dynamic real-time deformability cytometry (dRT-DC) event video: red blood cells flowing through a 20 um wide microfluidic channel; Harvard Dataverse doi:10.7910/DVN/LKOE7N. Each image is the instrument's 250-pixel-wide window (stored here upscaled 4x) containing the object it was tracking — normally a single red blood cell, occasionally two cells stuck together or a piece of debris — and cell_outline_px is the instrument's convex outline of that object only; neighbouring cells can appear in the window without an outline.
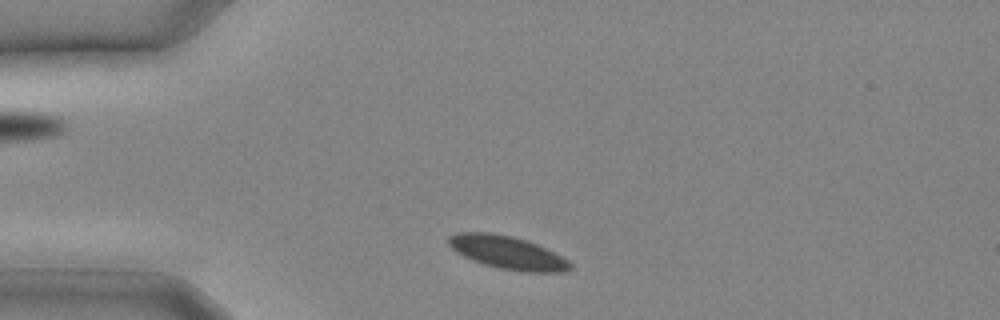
{"species": "common noctule bat (a hibernating species)", "species_latin": "Nyctalus noctula", "temperature_condition": "cold", "stored_images_in_passage": 8, "camera_frame_rate_fps": 3000, "um_per_image_px": 0.085, "animal": {"sex": "male", "body_mass_g": 20.4}, "frame": {"image": 1, "passage_image": 1, "time_ms": 0.0, "image_size_px": [1000, 320], "cell_outline_px": [[572, 268], [560, 272], [528, 272], [500, 268], [484, 264], [472, 260], [456, 252], [448, 244], [448, 236], [456, 232], [492, 232], [512, 236], [536, 244], [568, 260], [572, 264]], "centroid_in_image_um": [43.09, 21.45], "position_along_channel_um": 41.9, "area_um2": 23.18}}
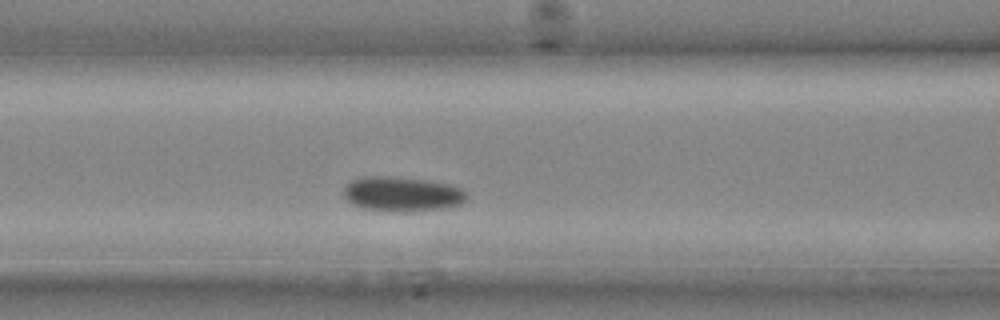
{"frame": {"image": 2, "passage_image": 6, "time_ms": 1.667, "image_size_px": [1000, 320], "cell_outline_px": [[468, 200], [460, 204], [444, 208], [364, 208], [352, 204], [344, 196], [344, 188], [352, 180], [368, 176], [392, 176], [424, 180], [448, 184], [460, 188], [468, 192]], "centroid_in_image_um": [34.21, 16.43], "position_along_channel_um": 132.4, "area_um2": 23.58}}
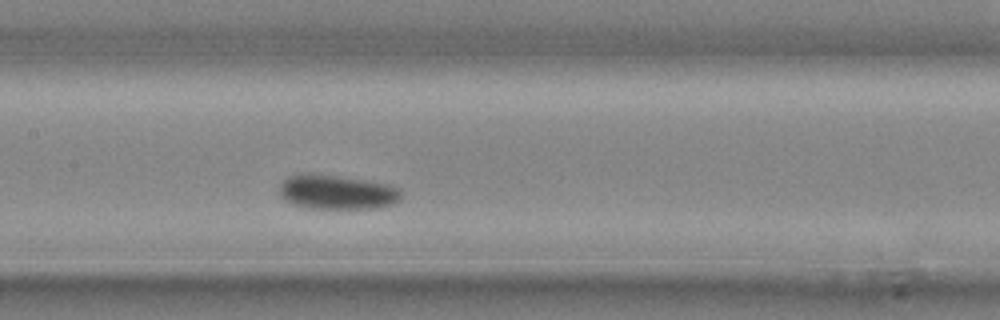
{"frame": {"image": 3, "passage_image": 8, "time_ms": 2.333, "image_size_px": [1000, 320], "cell_outline_px": [[400, 200], [396, 204], [380, 208], [308, 208], [292, 204], [284, 200], [280, 196], [280, 184], [288, 176], [308, 172], [340, 176], [364, 180], [384, 184], [396, 188], [400, 192]], "centroid_in_image_um": [28.6, 16.33], "position_along_channel_um": 178.8, "area_um2": 24.51}}